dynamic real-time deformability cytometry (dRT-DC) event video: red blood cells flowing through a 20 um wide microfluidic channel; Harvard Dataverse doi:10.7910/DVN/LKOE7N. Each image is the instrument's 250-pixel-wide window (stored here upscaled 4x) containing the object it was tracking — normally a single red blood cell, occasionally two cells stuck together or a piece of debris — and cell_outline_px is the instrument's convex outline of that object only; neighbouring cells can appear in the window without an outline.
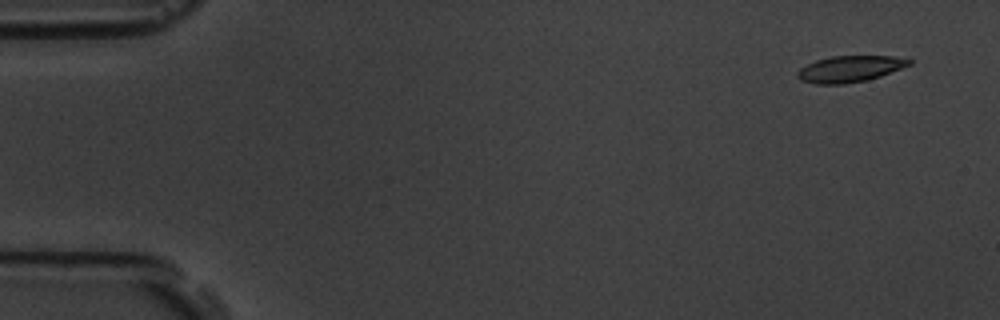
{"species": "common noctule bat (a hibernating species)", "species_latin": "Nyctalus noctula", "temperature_condition": "room temperature", "stored_images_in_passage": 6, "camera_frame_rate_fps": 3000, "um_per_image_px": 0.085, "animal": {"sex": "male", "body_mass_g": 19.5, "forearm_length_mm": 54.6}, "frame": {"image": 1, "passage_image": 1, "time_ms": 0.0, "image_size_px": [1000, 320], "cell_outline_px": [[912, 64], [880, 76], [864, 80], [844, 84], [816, 84], [800, 80], [796, 76], [796, 72], [800, 68], [816, 60], [832, 56], [892, 56], [912, 60]], "centroid_in_image_um": [72.2, 5.86], "position_along_channel_um": 12.8, "area_um2": 16.99}}
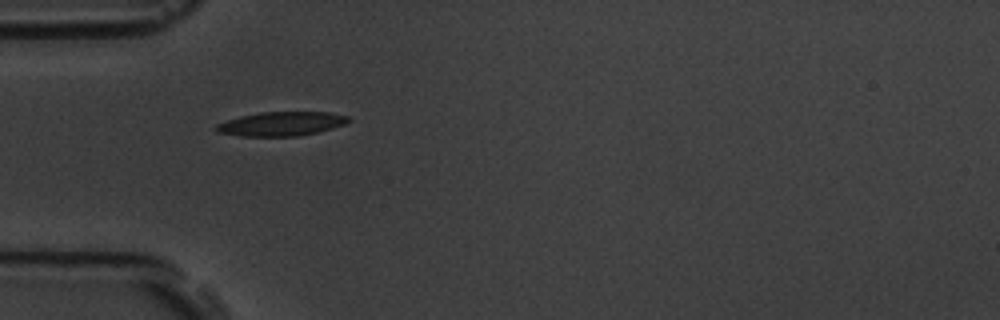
{"frame": {"image": 2, "passage_image": 5, "time_ms": 4.667, "image_size_px": [1000, 320], "cell_outline_px": [[352, 120], [344, 124], [332, 128], [300, 136], [240, 136], [216, 132], [216, 124], [240, 116], [260, 112], [328, 112], [348, 116]], "centroid_in_image_um": [23.91, 10.52], "position_along_channel_um": 61.1, "area_um2": 18.5}}
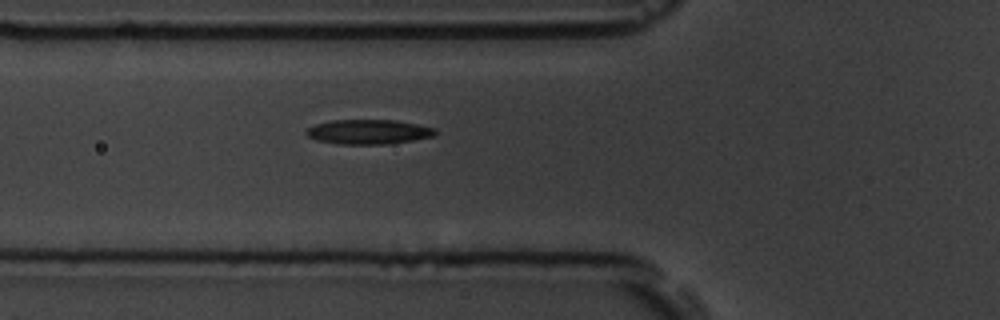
{"frame": {"image": 3, "passage_image": 6, "time_ms": 5.667, "image_size_px": [1000, 320], "cell_outline_px": [[436, 132], [432, 136], [412, 140], [388, 144], [336, 144], [316, 140], [308, 136], [304, 132], [308, 128], [316, 124], [332, 120], [396, 120], [436, 128]], "centroid_in_image_um": [31.29, 11.21], "position_along_channel_um": 94.5, "area_um2": 18.44}}